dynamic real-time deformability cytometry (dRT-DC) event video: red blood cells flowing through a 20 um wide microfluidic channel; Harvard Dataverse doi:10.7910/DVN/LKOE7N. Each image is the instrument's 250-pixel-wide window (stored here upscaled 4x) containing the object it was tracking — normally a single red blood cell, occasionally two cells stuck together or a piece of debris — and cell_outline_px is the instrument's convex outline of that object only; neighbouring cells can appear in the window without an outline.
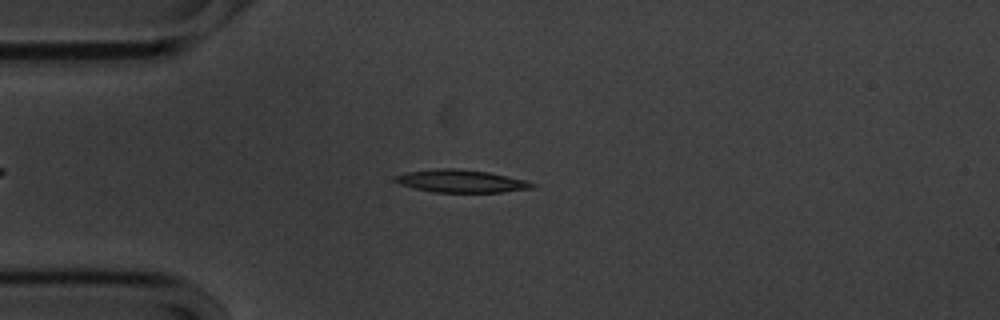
{"species": "common noctule bat (a hibernating species)", "species_latin": "Nyctalus noctula", "temperature_condition": "cold", "stored_images_in_passage": 38, "camera_frame_rate_fps": 3000, "um_per_image_px": 0.085, "animal": {"sex": "male", "body_mass_g": 20.1, "forearm_length_mm": 53.5}, "frame": {"image": 1, "passage_image": 11, "time_ms": 3.333, "image_size_px": [1000, 320], "cell_outline_px": [[536, 184], [532, 188], [504, 192], [432, 192], [400, 184], [392, 180], [392, 176], [408, 172], [436, 168], [456, 168], [488, 172], [508, 176], [524, 180]], "centroid_in_image_um": [39.15, 15.39], "position_along_channel_um": 45.8, "area_um2": 18.09}}
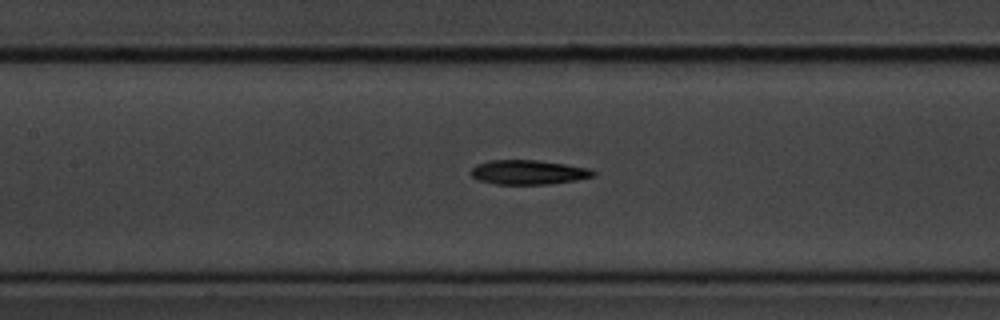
{"frame": {"image": 2, "passage_image": 22, "time_ms": 7.0, "image_size_px": [1000, 320], "cell_outline_px": [[596, 176], [576, 180], [548, 184], [496, 184], [480, 180], [472, 176], [472, 168], [476, 164], [488, 160], [536, 160], [564, 164], [588, 168], [596, 172]], "centroid_in_image_um": [44.92, 14.64], "position_along_channel_um": 162.5, "area_um2": 17.28}}
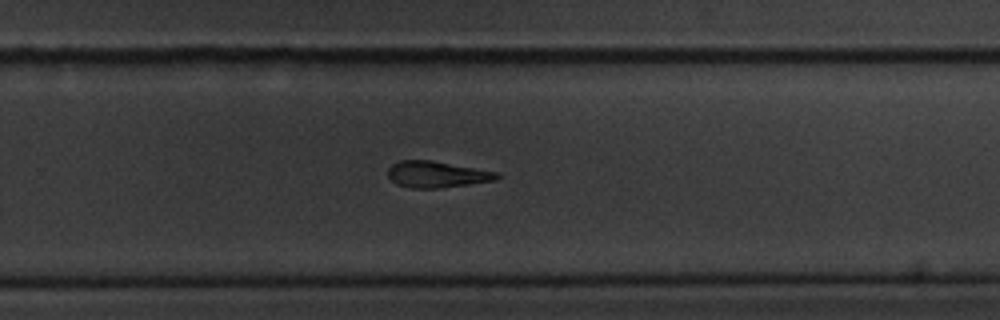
{"frame": {"image": 3, "passage_image": 33, "time_ms": 10.667, "image_size_px": [1000, 320], "cell_outline_px": [[500, 176], [496, 180], [440, 188], [412, 188], [396, 184], [388, 176], [388, 168], [392, 164], [400, 160], [432, 160], [496, 172]], "centroid_in_image_um": [37.09, 14.82], "position_along_channel_um": 292.7, "area_um2": 16.59}}